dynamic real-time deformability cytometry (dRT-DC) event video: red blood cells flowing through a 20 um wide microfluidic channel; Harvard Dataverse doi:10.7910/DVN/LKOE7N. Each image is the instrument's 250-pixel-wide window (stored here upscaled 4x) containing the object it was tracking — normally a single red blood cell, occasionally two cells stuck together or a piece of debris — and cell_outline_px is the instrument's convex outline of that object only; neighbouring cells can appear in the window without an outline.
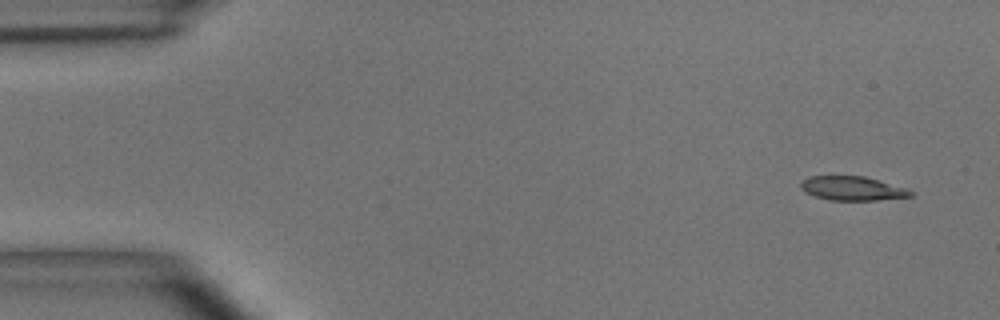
{"species": "common noctule bat (a hibernating species)", "species_latin": "Nyctalus noctula", "temperature_condition": "room temperature", "stored_images_in_passage": 54, "camera_frame_rate_fps": 3000, "um_per_image_px": 0.085, "animal": {"sex": "male", "body_mass_g": 15.6}, "frame": {"image": 1, "passage_image": 2, "time_ms": 0.333, "image_size_px": [1000, 320], "cell_outline_px": [[912, 196], [876, 200], [832, 200], [816, 196], [804, 192], [800, 188], [800, 184], [808, 176], [864, 176], [908, 188], [912, 192]], "centroid_in_image_um": [72.45, 16.01], "position_along_channel_um": 12.5, "area_um2": 15.32}}
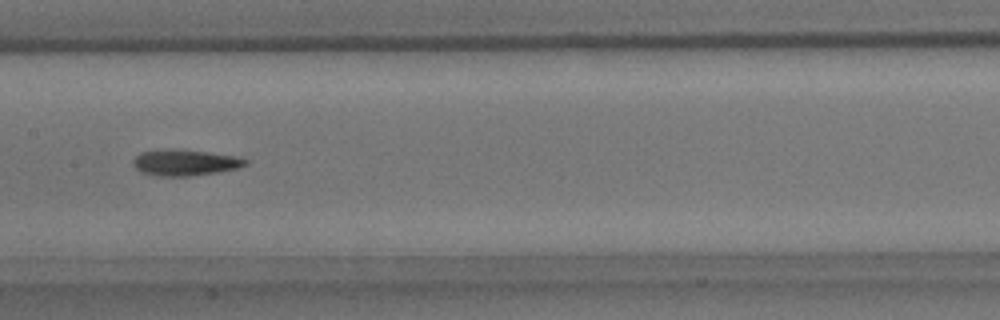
{"frame": {"image": 2, "passage_image": 26, "time_ms": 8.333, "image_size_px": [1000, 320], "cell_outline_px": [[248, 164], [240, 168], [216, 172], [188, 176], [156, 176], [140, 172], [132, 164], [136, 156], [140, 152], [164, 148], [208, 152], [236, 156], [248, 160]], "centroid_in_image_um": [15.71, 13.81], "position_along_channel_um": 191.7, "area_um2": 17.17}}
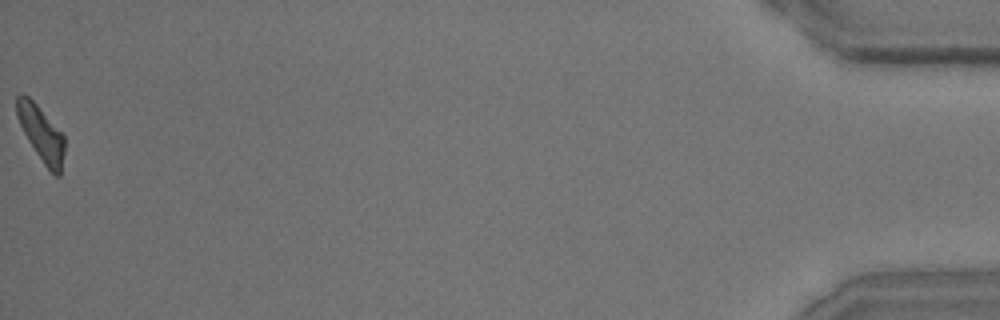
{"frame": {"image": 3, "passage_image": 54, "time_ms": 17.667, "image_size_px": [1000, 320], "cell_outline_px": [[64, 152], [60, 176], [56, 176], [44, 164], [28, 140], [16, 116], [16, 96], [20, 92], [28, 96], [36, 104], [64, 136]], "centroid_in_image_um": [3.48, 11.33], "position_along_channel_um": 431.7, "area_um2": 15.03}, "authors_computed_cell_mechanics": {"area_um2": 16.2418, "velocity_mm_per_s": 3.6167, "shape_relaxation_time_tau1_ms": 6.0251, "shape_relaxation_time_tau2_ms": 5.3113, "deformation_change_tau1": 0.1973, "deformation_change_tau2": 0.1584}}